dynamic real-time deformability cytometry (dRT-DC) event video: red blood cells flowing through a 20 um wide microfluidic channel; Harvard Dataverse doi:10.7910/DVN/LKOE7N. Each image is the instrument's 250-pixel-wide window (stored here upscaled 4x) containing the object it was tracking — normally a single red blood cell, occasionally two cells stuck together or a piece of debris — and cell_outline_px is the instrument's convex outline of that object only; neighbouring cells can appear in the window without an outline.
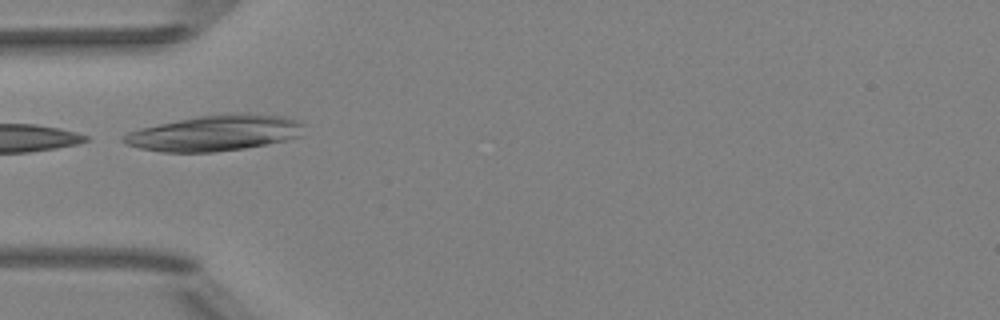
{"species": "Egyptian fruit bat (a non-hibernating species)", "species_latin": "Rousettus aegyptiacus", "temperature_condition": "room temperature", "stored_images_in_passage": 6, "camera_frame_rate_fps": 3000, "um_per_image_px": 0.085, "animal": {"sex": "female"}, "frame": {"image": 1, "passage_image": 1, "time_ms": 0.0, "image_size_px": [1000, 320], "cell_outline_px": [[304, 124], [300, 136], [268, 144], [244, 148], [212, 152], [160, 152], [140, 148], [124, 144], [120, 140], [120, 136], [128, 132], [140, 128], [196, 116], [240, 112], [248, 112], [284, 116], [300, 120]], "centroid_in_image_um": [18.25, 11.29], "position_along_channel_um": 66.7, "area_um2": 37.97}}